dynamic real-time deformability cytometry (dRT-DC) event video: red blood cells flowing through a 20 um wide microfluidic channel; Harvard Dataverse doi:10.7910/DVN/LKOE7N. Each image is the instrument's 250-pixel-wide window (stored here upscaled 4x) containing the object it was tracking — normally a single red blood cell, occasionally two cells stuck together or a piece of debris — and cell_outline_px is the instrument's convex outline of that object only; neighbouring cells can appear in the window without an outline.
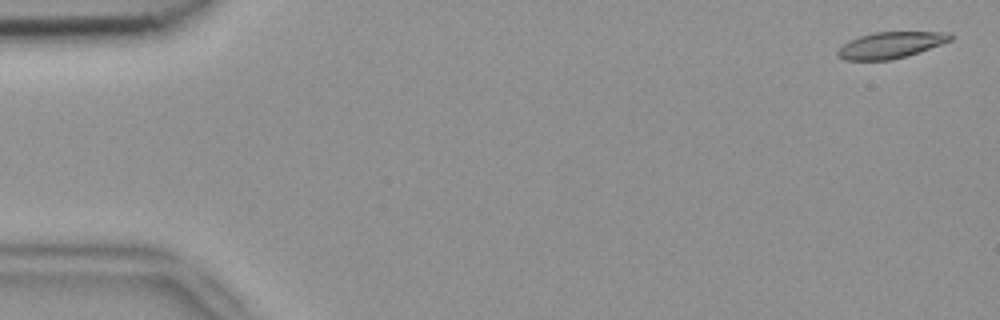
{"species": "common noctule bat (a hibernating species)", "species_latin": "Nyctalus noctula", "temperature_condition": "room temperature", "stored_images_in_passage": 5, "camera_frame_rate_fps": 3000, "um_per_image_px": 0.085, "animal": {"sex": "female", "body_mass_g": 18.4}, "frame": {"image": 1, "passage_image": 1, "time_ms": 0.0, "image_size_px": [1000, 320], "cell_outline_px": [[956, 36], [952, 40], [920, 52], [908, 56], [888, 60], [844, 60], [836, 56], [836, 52], [848, 40], [872, 32], [952, 32]], "centroid_in_image_um": [75.74, 3.83], "position_along_channel_um": 9.3, "area_um2": 17.51}}
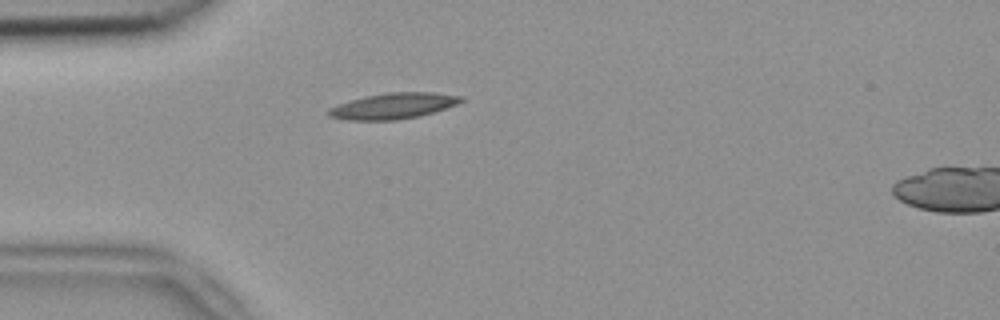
{"frame": {"image": 2, "passage_image": 4, "time_ms": 1.0, "image_size_px": [1000, 320], "cell_outline_px": [[464, 100], [456, 104], [420, 116], [396, 120], [348, 120], [328, 116], [328, 108], [336, 104], [364, 96], [388, 92], [436, 92], [464, 96]], "centroid_in_image_um": [33.41, 8.99], "position_along_channel_um": 51.6, "area_um2": 20.06}}